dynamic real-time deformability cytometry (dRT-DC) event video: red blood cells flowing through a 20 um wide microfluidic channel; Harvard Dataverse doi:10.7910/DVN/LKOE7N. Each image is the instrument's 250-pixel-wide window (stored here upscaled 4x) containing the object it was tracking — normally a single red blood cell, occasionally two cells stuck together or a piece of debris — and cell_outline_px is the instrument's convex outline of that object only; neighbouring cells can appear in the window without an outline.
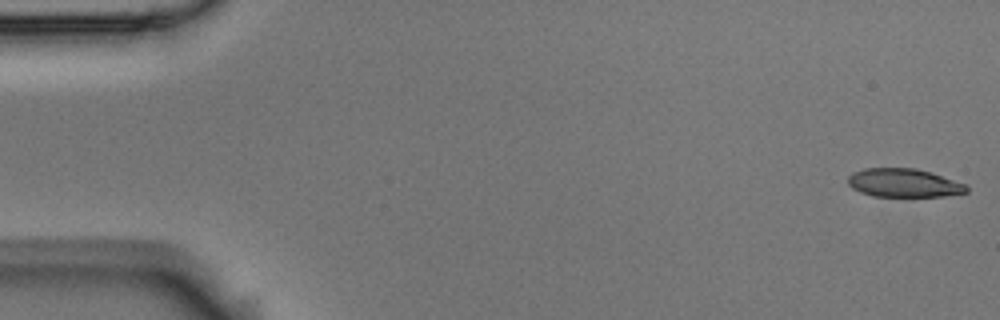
{"species": "Egyptian fruit bat (a non-hibernating species)", "species_latin": "Rousettus aegyptiacus", "temperature_condition": "room temperature", "stored_images_in_passage": 55, "camera_frame_rate_fps": 3000, "um_per_image_px": 0.085, "animal": {"sex": "male"}, "frame": {"image": 1, "passage_image": 1, "time_ms": 0.0, "image_size_px": [1000, 320], "cell_outline_px": [[968, 192], [944, 196], [872, 196], [860, 192], [852, 188], [848, 184], [848, 176], [852, 172], [864, 168], [916, 168], [932, 172], [968, 184]], "centroid_in_image_um": [76.84, 15.54], "position_along_channel_um": 8.2, "area_um2": 19.94}}
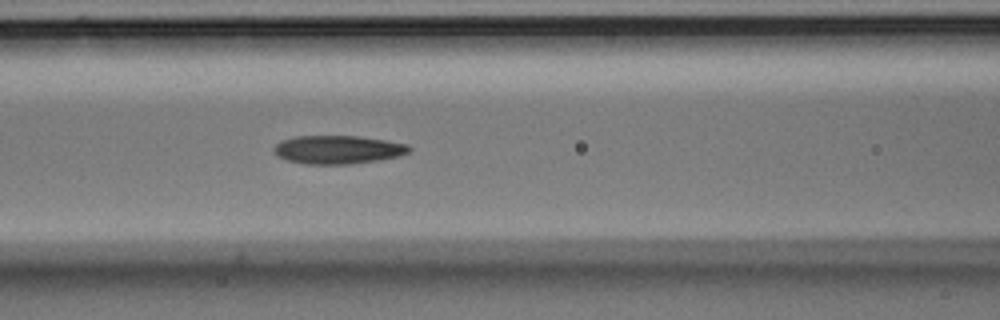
{"frame": {"image": 2, "passage_image": 23, "time_ms": 7.333, "image_size_px": [1000, 320], "cell_outline_px": [[412, 148], [408, 152], [396, 156], [376, 160], [348, 164], [308, 164], [288, 160], [276, 156], [272, 152], [272, 148], [280, 140], [296, 136], [360, 136], [408, 144]], "centroid_in_image_um": [28.65, 12.71], "position_along_channel_um": 137.9, "area_um2": 22.31}}
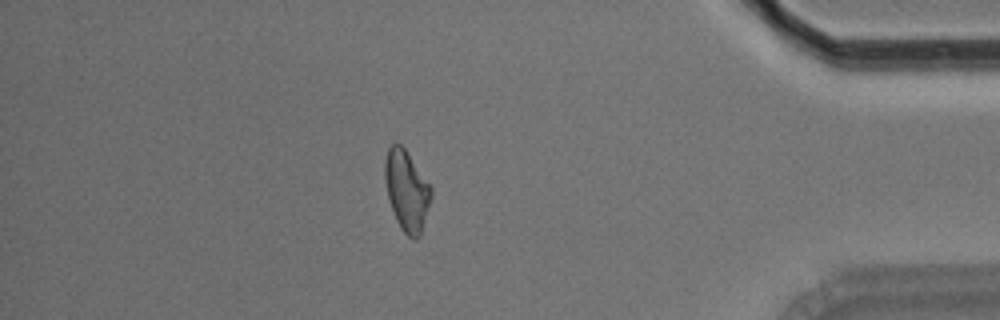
{"frame": {"image": 3, "passage_image": 48, "time_ms": 15.667, "image_size_px": [1000, 320], "cell_outline_px": [[432, 196], [420, 236], [416, 240], [412, 240], [400, 228], [396, 220], [388, 196], [384, 176], [384, 160], [388, 148], [396, 140], [404, 148], [432, 188]], "centroid_in_image_um": [34.56, 16.2], "position_along_channel_um": 400.6, "area_um2": 21.62}, "authors_computed_cell_mechanics": {"area_um2": 21.6172, "velocity_mm_per_s": 3.6165, "shape_relaxation_time_tau1_ms": null, "shape_relaxation_time_tau2_ms": 2.4612, "deformation_change_tau1": null, "deformation_change_tau2": 0.1039}}